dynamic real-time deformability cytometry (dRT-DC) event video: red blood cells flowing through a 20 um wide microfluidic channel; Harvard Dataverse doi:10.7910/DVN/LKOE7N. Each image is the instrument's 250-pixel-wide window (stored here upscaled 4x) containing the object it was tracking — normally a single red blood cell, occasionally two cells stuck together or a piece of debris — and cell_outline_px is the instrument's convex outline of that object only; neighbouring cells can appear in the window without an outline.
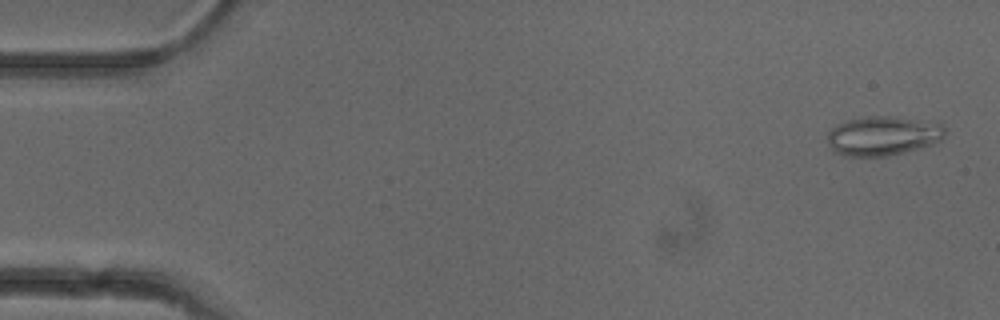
{"species": "common noctule bat (a hibernating species)", "species_latin": "Nyctalus noctula", "temperature_condition": "cold", "stored_images_in_passage": 52, "camera_frame_rate_fps": 3000, "um_per_image_px": 0.085, "animal": {"sex": "female"}, "frame": {"image": 1, "passage_image": 2, "time_ms": 0.333, "image_size_px": [1000, 320], "cell_outline_px": [[944, 136], [940, 140], [932, 144], [904, 152], [888, 156], [844, 156], [832, 152], [828, 144], [828, 132], [836, 124], [848, 120], [868, 116], [896, 116], [940, 124], [944, 128]], "centroid_in_image_um": [74.98, 11.55], "position_along_channel_um": 10.0, "area_um2": 26.88}}
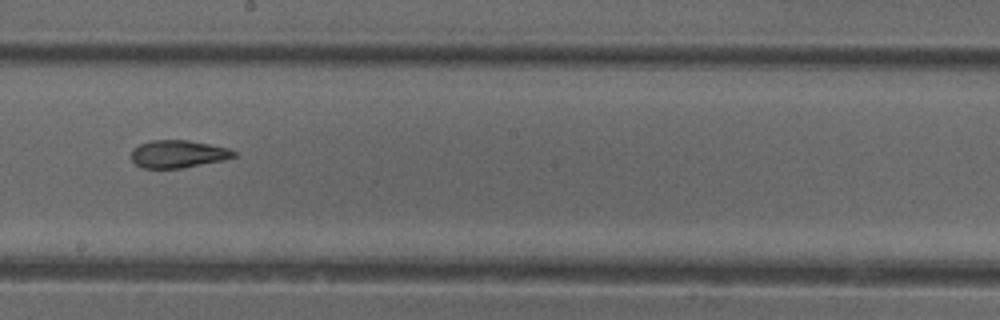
{"frame": {"image": 2, "passage_image": 29, "time_ms": 9.333, "image_size_px": [1000, 320], "cell_outline_px": [[236, 156], [224, 160], [180, 168], [144, 168], [136, 164], [132, 160], [132, 148], [140, 144], [152, 140], [188, 140], [228, 148], [236, 152]], "centroid_in_image_um": [15.13, 13.08], "position_along_channel_um": 233.1, "area_um2": 16.36}}
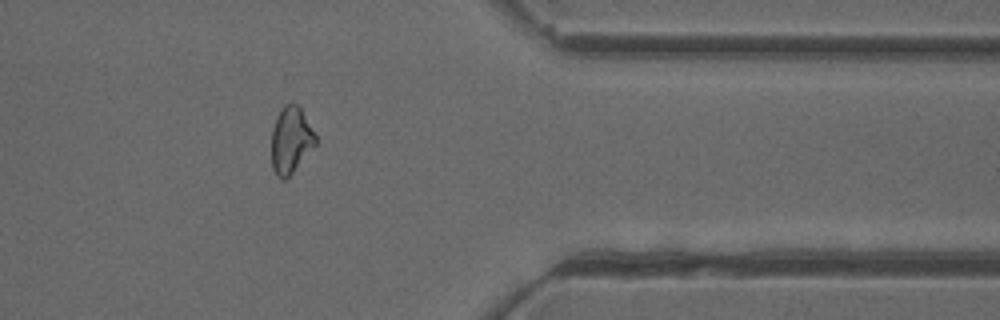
{"frame": {"image": 3, "passage_image": 42, "time_ms": 13.667, "image_size_px": [1000, 320], "cell_outline_px": [[316, 144], [292, 172], [284, 180], [280, 180], [276, 176], [272, 168], [272, 128], [276, 116], [280, 108], [284, 104], [296, 104], [300, 108], [316, 136]], "centroid_in_image_um": [24.69, 11.91], "position_along_channel_um": 386.7, "area_um2": 16.88}, "authors_computed_cell_mechanics": {"area_um2": 18.3804, "velocity_mm_per_s": 3.9363, "shape_relaxation_time_tau1_ms": null, "shape_relaxation_time_tau2_ms": 2.5033, "deformation_change_tau1": null, "deformation_change_tau2": 0.1041}}